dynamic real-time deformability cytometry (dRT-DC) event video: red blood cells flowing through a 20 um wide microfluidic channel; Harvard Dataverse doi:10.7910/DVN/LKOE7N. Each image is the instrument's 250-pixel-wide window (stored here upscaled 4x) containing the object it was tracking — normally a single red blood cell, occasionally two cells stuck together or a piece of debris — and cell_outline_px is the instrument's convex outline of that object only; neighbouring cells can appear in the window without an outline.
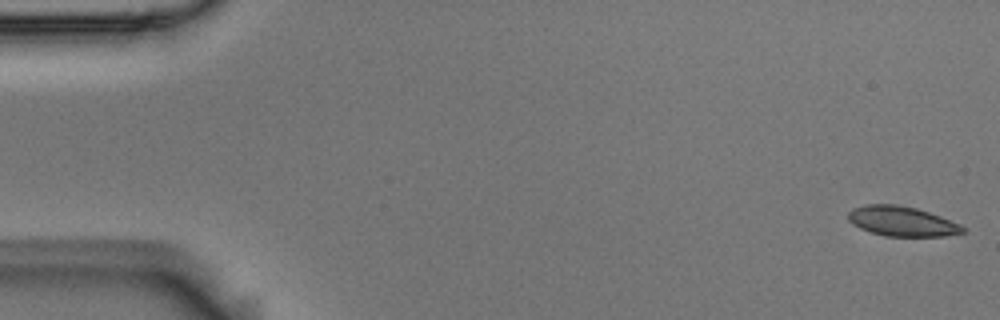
{"species": "Egyptian fruit bat (a non-hibernating species)", "species_latin": "Rousettus aegyptiacus", "temperature_condition": "room temperature", "stored_images_in_passage": 8, "camera_frame_rate_fps": 3000, "um_per_image_px": 0.085, "animal": {"sex": "male"}, "frame": {"image": 1, "passage_image": 1, "time_ms": 0.0, "image_size_px": [1000, 320], "cell_outline_px": [[964, 232], [944, 236], [884, 236], [860, 228], [852, 224], [848, 220], [848, 212], [852, 208], [868, 204], [896, 204], [916, 208], [940, 216], [960, 224], [964, 228]], "centroid_in_image_um": [76.63, 18.8], "position_along_channel_um": 8.4, "area_um2": 19.83}}